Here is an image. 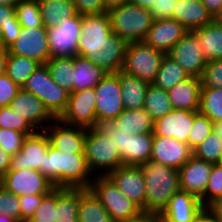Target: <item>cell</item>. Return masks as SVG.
I'll use <instances>...</instances> for the list:
<instances>
[{
	"mask_svg": "<svg viewBox=\"0 0 222 222\" xmlns=\"http://www.w3.org/2000/svg\"><path fill=\"white\" fill-rule=\"evenodd\" d=\"M128 43L112 33L108 14L82 16L77 55L94 62L108 73L123 69Z\"/></svg>",
	"mask_w": 222,
	"mask_h": 222,
	"instance_id": "6da1fadb",
	"label": "cell"
},
{
	"mask_svg": "<svg viewBox=\"0 0 222 222\" xmlns=\"http://www.w3.org/2000/svg\"><path fill=\"white\" fill-rule=\"evenodd\" d=\"M38 171L46 176L55 188H89L94 180L84 153L64 154L50 144Z\"/></svg>",
	"mask_w": 222,
	"mask_h": 222,
	"instance_id": "7a4b0ae2",
	"label": "cell"
},
{
	"mask_svg": "<svg viewBox=\"0 0 222 222\" xmlns=\"http://www.w3.org/2000/svg\"><path fill=\"white\" fill-rule=\"evenodd\" d=\"M140 167L144 174L146 197L142 212L161 213L180 189L179 171L151 160Z\"/></svg>",
	"mask_w": 222,
	"mask_h": 222,
	"instance_id": "3957f363",
	"label": "cell"
},
{
	"mask_svg": "<svg viewBox=\"0 0 222 222\" xmlns=\"http://www.w3.org/2000/svg\"><path fill=\"white\" fill-rule=\"evenodd\" d=\"M112 33L127 43L143 42L155 19L149 9L126 3L106 12Z\"/></svg>",
	"mask_w": 222,
	"mask_h": 222,
	"instance_id": "277c9868",
	"label": "cell"
},
{
	"mask_svg": "<svg viewBox=\"0 0 222 222\" xmlns=\"http://www.w3.org/2000/svg\"><path fill=\"white\" fill-rule=\"evenodd\" d=\"M84 155L94 176H106L122 166L118 148L99 126L86 129Z\"/></svg>",
	"mask_w": 222,
	"mask_h": 222,
	"instance_id": "5b68a950",
	"label": "cell"
},
{
	"mask_svg": "<svg viewBox=\"0 0 222 222\" xmlns=\"http://www.w3.org/2000/svg\"><path fill=\"white\" fill-rule=\"evenodd\" d=\"M22 89L40 99L55 119L65 111L70 93L52 79L46 64H40L35 69Z\"/></svg>",
	"mask_w": 222,
	"mask_h": 222,
	"instance_id": "8992f818",
	"label": "cell"
},
{
	"mask_svg": "<svg viewBox=\"0 0 222 222\" xmlns=\"http://www.w3.org/2000/svg\"><path fill=\"white\" fill-rule=\"evenodd\" d=\"M99 127L113 140L118 148L122 166L140 167L150 160L153 133L128 135V133L120 132L113 122H103Z\"/></svg>",
	"mask_w": 222,
	"mask_h": 222,
	"instance_id": "52a82bcc",
	"label": "cell"
},
{
	"mask_svg": "<svg viewBox=\"0 0 222 222\" xmlns=\"http://www.w3.org/2000/svg\"><path fill=\"white\" fill-rule=\"evenodd\" d=\"M115 222L138 216L142 209L125 196L107 177L96 175L89 187Z\"/></svg>",
	"mask_w": 222,
	"mask_h": 222,
	"instance_id": "ba28073f",
	"label": "cell"
},
{
	"mask_svg": "<svg viewBox=\"0 0 222 222\" xmlns=\"http://www.w3.org/2000/svg\"><path fill=\"white\" fill-rule=\"evenodd\" d=\"M164 57L144 42L128 43L122 71L152 84Z\"/></svg>",
	"mask_w": 222,
	"mask_h": 222,
	"instance_id": "9c48e42d",
	"label": "cell"
},
{
	"mask_svg": "<svg viewBox=\"0 0 222 222\" xmlns=\"http://www.w3.org/2000/svg\"><path fill=\"white\" fill-rule=\"evenodd\" d=\"M96 127L112 122L124 110L119 72L108 73L95 87Z\"/></svg>",
	"mask_w": 222,
	"mask_h": 222,
	"instance_id": "30bf717a",
	"label": "cell"
},
{
	"mask_svg": "<svg viewBox=\"0 0 222 222\" xmlns=\"http://www.w3.org/2000/svg\"><path fill=\"white\" fill-rule=\"evenodd\" d=\"M96 92L94 88L73 91L65 111L58 118L68 125L91 129L96 127Z\"/></svg>",
	"mask_w": 222,
	"mask_h": 222,
	"instance_id": "8fae6325",
	"label": "cell"
},
{
	"mask_svg": "<svg viewBox=\"0 0 222 222\" xmlns=\"http://www.w3.org/2000/svg\"><path fill=\"white\" fill-rule=\"evenodd\" d=\"M81 22L82 15L76 14L70 19L62 20L58 26L47 29L51 58L77 55Z\"/></svg>",
	"mask_w": 222,
	"mask_h": 222,
	"instance_id": "7c38bea8",
	"label": "cell"
},
{
	"mask_svg": "<svg viewBox=\"0 0 222 222\" xmlns=\"http://www.w3.org/2000/svg\"><path fill=\"white\" fill-rule=\"evenodd\" d=\"M2 187L16 196L49 194L55 186L38 170H11L2 177Z\"/></svg>",
	"mask_w": 222,
	"mask_h": 222,
	"instance_id": "4fadbf2b",
	"label": "cell"
},
{
	"mask_svg": "<svg viewBox=\"0 0 222 222\" xmlns=\"http://www.w3.org/2000/svg\"><path fill=\"white\" fill-rule=\"evenodd\" d=\"M8 52L32 58L45 64L50 58L48 34L45 26L38 28L22 27L16 41L8 48Z\"/></svg>",
	"mask_w": 222,
	"mask_h": 222,
	"instance_id": "5bb4252c",
	"label": "cell"
},
{
	"mask_svg": "<svg viewBox=\"0 0 222 222\" xmlns=\"http://www.w3.org/2000/svg\"><path fill=\"white\" fill-rule=\"evenodd\" d=\"M50 145L60 152L84 153L86 129L61 122L54 119L44 129Z\"/></svg>",
	"mask_w": 222,
	"mask_h": 222,
	"instance_id": "9a60e30c",
	"label": "cell"
},
{
	"mask_svg": "<svg viewBox=\"0 0 222 222\" xmlns=\"http://www.w3.org/2000/svg\"><path fill=\"white\" fill-rule=\"evenodd\" d=\"M167 55L192 77L200 78L207 64V60L201 52L199 40L192 32H188L180 39Z\"/></svg>",
	"mask_w": 222,
	"mask_h": 222,
	"instance_id": "2e32d148",
	"label": "cell"
},
{
	"mask_svg": "<svg viewBox=\"0 0 222 222\" xmlns=\"http://www.w3.org/2000/svg\"><path fill=\"white\" fill-rule=\"evenodd\" d=\"M9 107L15 114L27 120L37 131L44 130L55 119L40 99L22 88Z\"/></svg>",
	"mask_w": 222,
	"mask_h": 222,
	"instance_id": "e0dca14e",
	"label": "cell"
},
{
	"mask_svg": "<svg viewBox=\"0 0 222 222\" xmlns=\"http://www.w3.org/2000/svg\"><path fill=\"white\" fill-rule=\"evenodd\" d=\"M49 139L44 130L27 135L20 152L11 160V170L35 169L43 165L44 154L48 151Z\"/></svg>",
	"mask_w": 222,
	"mask_h": 222,
	"instance_id": "ac0fdd59",
	"label": "cell"
},
{
	"mask_svg": "<svg viewBox=\"0 0 222 222\" xmlns=\"http://www.w3.org/2000/svg\"><path fill=\"white\" fill-rule=\"evenodd\" d=\"M106 176L141 209L145 207V179L141 167L121 166Z\"/></svg>",
	"mask_w": 222,
	"mask_h": 222,
	"instance_id": "d6986e66",
	"label": "cell"
},
{
	"mask_svg": "<svg viewBox=\"0 0 222 222\" xmlns=\"http://www.w3.org/2000/svg\"><path fill=\"white\" fill-rule=\"evenodd\" d=\"M192 156L193 151L188 144L153 134L151 161L179 170Z\"/></svg>",
	"mask_w": 222,
	"mask_h": 222,
	"instance_id": "ffe728a7",
	"label": "cell"
},
{
	"mask_svg": "<svg viewBox=\"0 0 222 222\" xmlns=\"http://www.w3.org/2000/svg\"><path fill=\"white\" fill-rule=\"evenodd\" d=\"M188 32L189 31L175 19L155 20L143 42L167 55L171 48Z\"/></svg>",
	"mask_w": 222,
	"mask_h": 222,
	"instance_id": "44dd1931",
	"label": "cell"
},
{
	"mask_svg": "<svg viewBox=\"0 0 222 222\" xmlns=\"http://www.w3.org/2000/svg\"><path fill=\"white\" fill-rule=\"evenodd\" d=\"M192 156L179 171V188L201 199L204 196L212 166Z\"/></svg>",
	"mask_w": 222,
	"mask_h": 222,
	"instance_id": "7402d4cb",
	"label": "cell"
},
{
	"mask_svg": "<svg viewBox=\"0 0 222 222\" xmlns=\"http://www.w3.org/2000/svg\"><path fill=\"white\" fill-rule=\"evenodd\" d=\"M194 112L173 109L170 113L154 121L155 136L174 138L188 144L189 132L192 129Z\"/></svg>",
	"mask_w": 222,
	"mask_h": 222,
	"instance_id": "603a6c76",
	"label": "cell"
},
{
	"mask_svg": "<svg viewBox=\"0 0 222 222\" xmlns=\"http://www.w3.org/2000/svg\"><path fill=\"white\" fill-rule=\"evenodd\" d=\"M204 210L198 197L179 189L161 213L173 222H195Z\"/></svg>",
	"mask_w": 222,
	"mask_h": 222,
	"instance_id": "cb8c5ba5",
	"label": "cell"
},
{
	"mask_svg": "<svg viewBox=\"0 0 222 222\" xmlns=\"http://www.w3.org/2000/svg\"><path fill=\"white\" fill-rule=\"evenodd\" d=\"M172 19L182 24L189 32L214 20L201 0H177L174 5Z\"/></svg>",
	"mask_w": 222,
	"mask_h": 222,
	"instance_id": "d4e9b609",
	"label": "cell"
},
{
	"mask_svg": "<svg viewBox=\"0 0 222 222\" xmlns=\"http://www.w3.org/2000/svg\"><path fill=\"white\" fill-rule=\"evenodd\" d=\"M201 87L200 78L198 77L189 76L177 83L167 91L172 108L198 112Z\"/></svg>",
	"mask_w": 222,
	"mask_h": 222,
	"instance_id": "484cf974",
	"label": "cell"
},
{
	"mask_svg": "<svg viewBox=\"0 0 222 222\" xmlns=\"http://www.w3.org/2000/svg\"><path fill=\"white\" fill-rule=\"evenodd\" d=\"M120 132L128 135L152 134L154 121L144 109L126 110L112 121Z\"/></svg>",
	"mask_w": 222,
	"mask_h": 222,
	"instance_id": "4316f807",
	"label": "cell"
},
{
	"mask_svg": "<svg viewBox=\"0 0 222 222\" xmlns=\"http://www.w3.org/2000/svg\"><path fill=\"white\" fill-rule=\"evenodd\" d=\"M198 38L201 52L207 61L222 59V25L214 20L192 31Z\"/></svg>",
	"mask_w": 222,
	"mask_h": 222,
	"instance_id": "83f0119b",
	"label": "cell"
},
{
	"mask_svg": "<svg viewBox=\"0 0 222 222\" xmlns=\"http://www.w3.org/2000/svg\"><path fill=\"white\" fill-rule=\"evenodd\" d=\"M122 101L124 109L137 110L144 107L145 95L148 83L136 76L129 75L122 70L119 71Z\"/></svg>",
	"mask_w": 222,
	"mask_h": 222,
	"instance_id": "f1b7e54d",
	"label": "cell"
},
{
	"mask_svg": "<svg viewBox=\"0 0 222 222\" xmlns=\"http://www.w3.org/2000/svg\"><path fill=\"white\" fill-rule=\"evenodd\" d=\"M74 63V91L94 88L107 74L103 68L95 65L89 59L76 55Z\"/></svg>",
	"mask_w": 222,
	"mask_h": 222,
	"instance_id": "f546056e",
	"label": "cell"
},
{
	"mask_svg": "<svg viewBox=\"0 0 222 222\" xmlns=\"http://www.w3.org/2000/svg\"><path fill=\"white\" fill-rule=\"evenodd\" d=\"M43 25L56 27L62 20L74 17L77 12L73 0H37Z\"/></svg>",
	"mask_w": 222,
	"mask_h": 222,
	"instance_id": "4dcf8cb0",
	"label": "cell"
},
{
	"mask_svg": "<svg viewBox=\"0 0 222 222\" xmlns=\"http://www.w3.org/2000/svg\"><path fill=\"white\" fill-rule=\"evenodd\" d=\"M78 222H115L90 188L80 189Z\"/></svg>",
	"mask_w": 222,
	"mask_h": 222,
	"instance_id": "1f68e13d",
	"label": "cell"
},
{
	"mask_svg": "<svg viewBox=\"0 0 222 222\" xmlns=\"http://www.w3.org/2000/svg\"><path fill=\"white\" fill-rule=\"evenodd\" d=\"M80 189L56 188V220L78 222Z\"/></svg>",
	"mask_w": 222,
	"mask_h": 222,
	"instance_id": "d6a6232c",
	"label": "cell"
},
{
	"mask_svg": "<svg viewBox=\"0 0 222 222\" xmlns=\"http://www.w3.org/2000/svg\"><path fill=\"white\" fill-rule=\"evenodd\" d=\"M39 65L40 63L32 58L14 55L8 52L5 63V73L15 84L22 88L26 80Z\"/></svg>",
	"mask_w": 222,
	"mask_h": 222,
	"instance_id": "836d02e7",
	"label": "cell"
},
{
	"mask_svg": "<svg viewBox=\"0 0 222 222\" xmlns=\"http://www.w3.org/2000/svg\"><path fill=\"white\" fill-rule=\"evenodd\" d=\"M188 77L189 75L175 60L165 55L152 84L164 91H169Z\"/></svg>",
	"mask_w": 222,
	"mask_h": 222,
	"instance_id": "e575fe53",
	"label": "cell"
},
{
	"mask_svg": "<svg viewBox=\"0 0 222 222\" xmlns=\"http://www.w3.org/2000/svg\"><path fill=\"white\" fill-rule=\"evenodd\" d=\"M52 79L67 92L74 91V63L73 57L50 58L46 63Z\"/></svg>",
	"mask_w": 222,
	"mask_h": 222,
	"instance_id": "d590c367",
	"label": "cell"
},
{
	"mask_svg": "<svg viewBox=\"0 0 222 222\" xmlns=\"http://www.w3.org/2000/svg\"><path fill=\"white\" fill-rule=\"evenodd\" d=\"M143 108L151 115L153 121L173 110L167 91L153 84L148 85Z\"/></svg>",
	"mask_w": 222,
	"mask_h": 222,
	"instance_id": "8d00e7d4",
	"label": "cell"
},
{
	"mask_svg": "<svg viewBox=\"0 0 222 222\" xmlns=\"http://www.w3.org/2000/svg\"><path fill=\"white\" fill-rule=\"evenodd\" d=\"M198 112L212 122L222 121V88H201Z\"/></svg>",
	"mask_w": 222,
	"mask_h": 222,
	"instance_id": "74e56055",
	"label": "cell"
},
{
	"mask_svg": "<svg viewBox=\"0 0 222 222\" xmlns=\"http://www.w3.org/2000/svg\"><path fill=\"white\" fill-rule=\"evenodd\" d=\"M17 21L25 28L42 27L40 7L37 0H22L15 6Z\"/></svg>",
	"mask_w": 222,
	"mask_h": 222,
	"instance_id": "f35d334b",
	"label": "cell"
},
{
	"mask_svg": "<svg viewBox=\"0 0 222 222\" xmlns=\"http://www.w3.org/2000/svg\"><path fill=\"white\" fill-rule=\"evenodd\" d=\"M193 156L211 164H219L222 159V140L212 132L193 150Z\"/></svg>",
	"mask_w": 222,
	"mask_h": 222,
	"instance_id": "ab89813d",
	"label": "cell"
},
{
	"mask_svg": "<svg viewBox=\"0 0 222 222\" xmlns=\"http://www.w3.org/2000/svg\"><path fill=\"white\" fill-rule=\"evenodd\" d=\"M213 132V122L200 112H194L192 129L188 136V145L193 150Z\"/></svg>",
	"mask_w": 222,
	"mask_h": 222,
	"instance_id": "60d3db41",
	"label": "cell"
},
{
	"mask_svg": "<svg viewBox=\"0 0 222 222\" xmlns=\"http://www.w3.org/2000/svg\"><path fill=\"white\" fill-rule=\"evenodd\" d=\"M0 128L17 130L27 135L37 131L27 120L15 114L9 106L0 107Z\"/></svg>",
	"mask_w": 222,
	"mask_h": 222,
	"instance_id": "b9f144b4",
	"label": "cell"
},
{
	"mask_svg": "<svg viewBox=\"0 0 222 222\" xmlns=\"http://www.w3.org/2000/svg\"><path fill=\"white\" fill-rule=\"evenodd\" d=\"M222 197V165L214 164L212 166L210 178L200 202L206 208L214 200Z\"/></svg>",
	"mask_w": 222,
	"mask_h": 222,
	"instance_id": "7bdbcfd3",
	"label": "cell"
},
{
	"mask_svg": "<svg viewBox=\"0 0 222 222\" xmlns=\"http://www.w3.org/2000/svg\"><path fill=\"white\" fill-rule=\"evenodd\" d=\"M56 188L45 195L29 222H54L56 219Z\"/></svg>",
	"mask_w": 222,
	"mask_h": 222,
	"instance_id": "ee69618b",
	"label": "cell"
},
{
	"mask_svg": "<svg viewBox=\"0 0 222 222\" xmlns=\"http://www.w3.org/2000/svg\"><path fill=\"white\" fill-rule=\"evenodd\" d=\"M200 82L201 88H222V59L207 61Z\"/></svg>",
	"mask_w": 222,
	"mask_h": 222,
	"instance_id": "f6af8a7d",
	"label": "cell"
},
{
	"mask_svg": "<svg viewBox=\"0 0 222 222\" xmlns=\"http://www.w3.org/2000/svg\"><path fill=\"white\" fill-rule=\"evenodd\" d=\"M27 134L17 130L0 128V147L12 157L20 152Z\"/></svg>",
	"mask_w": 222,
	"mask_h": 222,
	"instance_id": "bcb514c9",
	"label": "cell"
},
{
	"mask_svg": "<svg viewBox=\"0 0 222 222\" xmlns=\"http://www.w3.org/2000/svg\"><path fill=\"white\" fill-rule=\"evenodd\" d=\"M0 214L21 221L19 196L0 187Z\"/></svg>",
	"mask_w": 222,
	"mask_h": 222,
	"instance_id": "7dc6e473",
	"label": "cell"
},
{
	"mask_svg": "<svg viewBox=\"0 0 222 222\" xmlns=\"http://www.w3.org/2000/svg\"><path fill=\"white\" fill-rule=\"evenodd\" d=\"M0 45L8 49L20 34L22 26L17 21L16 15L11 17V22L1 24Z\"/></svg>",
	"mask_w": 222,
	"mask_h": 222,
	"instance_id": "c3c4849f",
	"label": "cell"
},
{
	"mask_svg": "<svg viewBox=\"0 0 222 222\" xmlns=\"http://www.w3.org/2000/svg\"><path fill=\"white\" fill-rule=\"evenodd\" d=\"M21 88L6 73L0 76V107L9 106Z\"/></svg>",
	"mask_w": 222,
	"mask_h": 222,
	"instance_id": "681fc988",
	"label": "cell"
},
{
	"mask_svg": "<svg viewBox=\"0 0 222 222\" xmlns=\"http://www.w3.org/2000/svg\"><path fill=\"white\" fill-rule=\"evenodd\" d=\"M47 194L19 196L21 221H29L39 207L42 198Z\"/></svg>",
	"mask_w": 222,
	"mask_h": 222,
	"instance_id": "f907efd6",
	"label": "cell"
},
{
	"mask_svg": "<svg viewBox=\"0 0 222 222\" xmlns=\"http://www.w3.org/2000/svg\"><path fill=\"white\" fill-rule=\"evenodd\" d=\"M77 14L92 15L106 12L102 0H73Z\"/></svg>",
	"mask_w": 222,
	"mask_h": 222,
	"instance_id": "816d5d0a",
	"label": "cell"
},
{
	"mask_svg": "<svg viewBox=\"0 0 222 222\" xmlns=\"http://www.w3.org/2000/svg\"><path fill=\"white\" fill-rule=\"evenodd\" d=\"M177 0H157L150 9L155 20L170 19Z\"/></svg>",
	"mask_w": 222,
	"mask_h": 222,
	"instance_id": "f5cc1de1",
	"label": "cell"
},
{
	"mask_svg": "<svg viewBox=\"0 0 222 222\" xmlns=\"http://www.w3.org/2000/svg\"><path fill=\"white\" fill-rule=\"evenodd\" d=\"M205 209L215 220L222 222V197L214 200Z\"/></svg>",
	"mask_w": 222,
	"mask_h": 222,
	"instance_id": "db71d44e",
	"label": "cell"
},
{
	"mask_svg": "<svg viewBox=\"0 0 222 222\" xmlns=\"http://www.w3.org/2000/svg\"><path fill=\"white\" fill-rule=\"evenodd\" d=\"M12 156L0 147V177L2 178L11 167Z\"/></svg>",
	"mask_w": 222,
	"mask_h": 222,
	"instance_id": "11a10c76",
	"label": "cell"
},
{
	"mask_svg": "<svg viewBox=\"0 0 222 222\" xmlns=\"http://www.w3.org/2000/svg\"><path fill=\"white\" fill-rule=\"evenodd\" d=\"M201 2L213 19L222 8V0H201Z\"/></svg>",
	"mask_w": 222,
	"mask_h": 222,
	"instance_id": "9f6ffc18",
	"label": "cell"
},
{
	"mask_svg": "<svg viewBox=\"0 0 222 222\" xmlns=\"http://www.w3.org/2000/svg\"><path fill=\"white\" fill-rule=\"evenodd\" d=\"M15 14V7L0 4V25L11 22V17Z\"/></svg>",
	"mask_w": 222,
	"mask_h": 222,
	"instance_id": "6f0895ef",
	"label": "cell"
},
{
	"mask_svg": "<svg viewBox=\"0 0 222 222\" xmlns=\"http://www.w3.org/2000/svg\"><path fill=\"white\" fill-rule=\"evenodd\" d=\"M123 222H154V213L141 212L138 216Z\"/></svg>",
	"mask_w": 222,
	"mask_h": 222,
	"instance_id": "680465c9",
	"label": "cell"
},
{
	"mask_svg": "<svg viewBox=\"0 0 222 222\" xmlns=\"http://www.w3.org/2000/svg\"><path fill=\"white\" fill-rule=\"evenodd\" d=\"M106 8V12L112 8L130 3V0H102Z\"/></svg>",
	"mask_w": 222,
	"mask_h": 222,
	"instance_id": "91938a15",
	"label": "cell"
},
{
	"mask_svg": "<svg viewBox=\"0 0 222 222\" xmlns=\"http://www.w3.org/2000/svg\"><path fill=\"white\" fill-rule=\"evenodd\" d=\"M7 54H8V49L3 48L0 45V76L5 73V63H6Z\"/></svg>",
	"mask_w": 222,
	"mask_h": 222,
	"instance_id": "94428289",
	"label": "cell"
},
{
	"mask_svg": "<svg viewBox=\"0 0 222 222\" xmlns=\"http://www.w3.org/2000/svg\"><path fill=\"white\" fill-rule=\"evenodd\" d=\"M130 2L137 6L150 10L154 2H157V0H130Z\"/></svg>",
	"mask_w": 222,
	"mask_h": 222,
	"instance_id": "6125c7cd",
	"label": "cell"
},
{
	"mask_svg": "<svg viewBox=\"0 0 222 222\" xmlns=\"http://www.w3.org/2000/svg\"><path fill=\"white\" fill-rule=\"evenodd\" d=\"M195 222H218L205 209Z\"/></svg>",
	"mask_w": 222,
	"mask_h": 222,
	"instance_id": "be15d7a7",
	"label": "cell"
},
{
	"mask_svg": "<svg viewBox=\"0 0 222 222\" xmlns=\"http://www.w3.org/2000/svg\"><path fill=\"white\" fill-rule=\"evenodd\" d=\"M213 132L222 140V121L213 122Z\"/></svg>",
	"mask_w": 222,
	"mask_h": 222,
	"instance_id": "e7e4bbea",
	"label": "cell"
},
{
	"mask_svg": "<svg viewBox=\"0 0 222 222\" xmlns=\"http://www.w3.org/2000/svg\"><path fill=\"white\" fill-rule=\"evenodd\" d=\"M154 222H173L162 213H154Z\"/></svg>",
	"mask_w": 222,
	"mask_h": 222,
	"instance_id": "03108f58",
	"label": "cell"
},
{
	"mask_svg": "<svg viewBox=\"0 0 222 222\" xmlns=\"http://www.w3.org/2000/svg\"><path fill=\"white\" fill-rule=\"evenodd\" d=\"M22 0H0V4L15 7Z\"/></svg>",
	"mask_w": 222,
	"mask_h": 222,
	"instance_id": "003e7915",
	"label": "cell"
},
{
	"mask_svg": "<svg viewBox=\"0 0 222 222\" xmlns=\"http://www.w3.org/2000/svg\"><path fill=\"white\" fill-rule=\"evenodd\" d=\"M0 222H20V220L0 214Z\"/></svg>",
	"mask_w": 222,
	"mask_h": 222,
	"instance_id": "a7ac6f4b",
	"label": "cell"
},
{
	"mask_svg": "<svg viewBox=\"0 0 222 222\" xmlns=\"http://www.w3.org/2000/svg\"><path fill=\"white\" fill-rule=\"evenodd\" d=\"M214 21L217 22L218 24L222 25V8L220 9V11L218 12V14L216 15V17L214 18Z\"/></svg>",
	"mask_w": 222,
	"mask_h": 222,
	"instance_id": "89a4df30",
	"label": "cell"
},
{
	"mask_svg": "<svg viewBox=\"0 0 222 222\" xmlns=\"http://www.w3.org/2000/svg\"><path fill=\"white\" fill-rule=\"evenodd\" d=\"M2 186V178L0 177V187Z\"/></svg>",
	"mask_w": 222,
	"mask_h": 222,
	"instance_id": "2644e50d",
	"label": "cell"
}]
</instances>
